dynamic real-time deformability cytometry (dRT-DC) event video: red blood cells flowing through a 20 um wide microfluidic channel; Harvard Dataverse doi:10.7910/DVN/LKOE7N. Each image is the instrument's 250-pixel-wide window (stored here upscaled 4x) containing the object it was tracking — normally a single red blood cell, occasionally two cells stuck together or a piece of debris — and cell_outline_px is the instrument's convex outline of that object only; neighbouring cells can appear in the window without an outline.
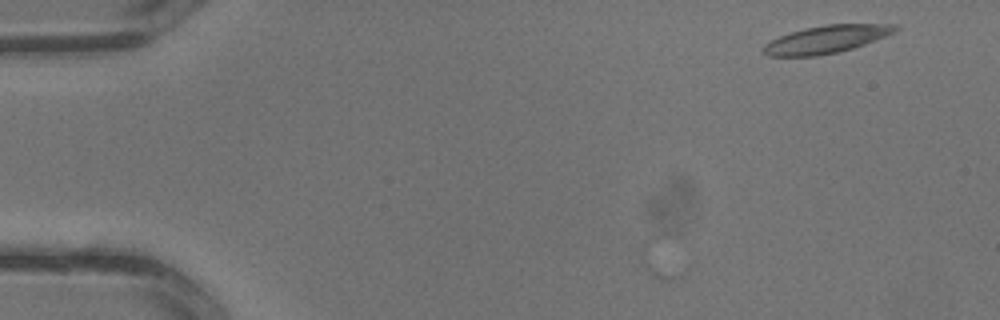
{"species": "common noctule bat (a hibernating species)", "species_latin": "Nyctalus noctula", "temperature_condition": "warm", "stored_images_in_passage": 3, "camera_frame_rate_fps": 3000, "um_per_image_px": 0.085, "animal": {"sex": "male", "body_mass_g": 13.3}, "frame": {"image": 1, "passage_image": 1, "time_ms": 0.0, "image_size_px": [1000, 320], "cell_outline_px": [[900, 28], [896, 32], [864, 44], [852, 48], [836, 52], [816, 56], [768, 56], [764, 52], [764, 44], [780, 36], [804, 28], [828, 24], [900, 24]], "centroid_in_image_um": [70.29, 3.33], "position_along_channel_um": 14.7, "area_um2": 21.04}}
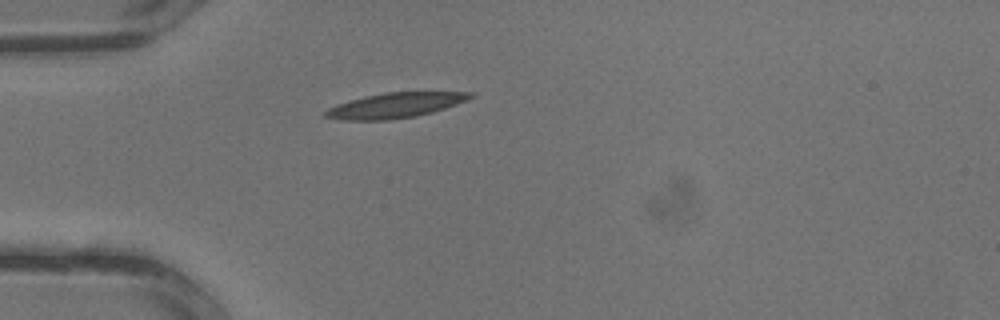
{"frame": {"image": 2, "passage_image": 3, "time_ms": 0.667, "image_size_px": [1000, 320], "cell_outline_px": [[476, 96], [468, 100], [432, 112], [416, 116], [388, 120], [344, 120], [324, 116], [324, 112], [328, 108], [336, 104], [364, 96], [384, 92], [472, 92]], "centroid_in_image_um": [33.6, 8.95], "position_along_channel_um": 51.4, "area_um2": 21.15}}